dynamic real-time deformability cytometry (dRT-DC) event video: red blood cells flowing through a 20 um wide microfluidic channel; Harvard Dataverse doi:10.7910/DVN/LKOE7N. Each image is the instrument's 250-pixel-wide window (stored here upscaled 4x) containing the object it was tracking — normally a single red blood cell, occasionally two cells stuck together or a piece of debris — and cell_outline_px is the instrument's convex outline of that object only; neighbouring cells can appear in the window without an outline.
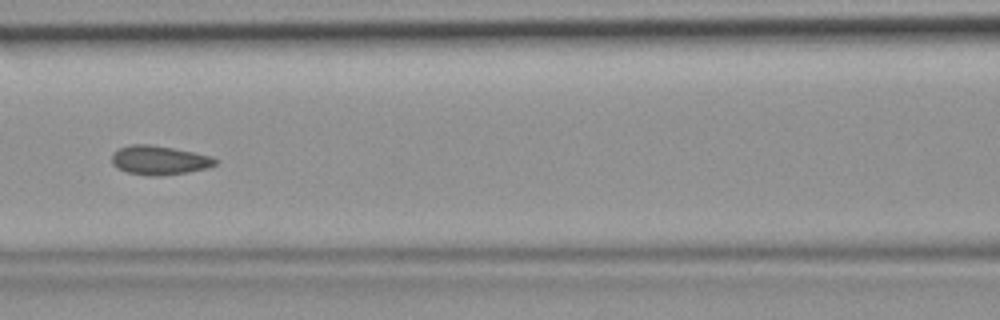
{"species": "common noctule bat (a hibernating species)", "species_latin": "Nyctalus noctula", "temperature_condition": "room temperature", "stored_images_in_passage": 6, "camera_frame_rate_fps": 3000, "um_per_image_px": 0.085, "animal": {"sex": "female", "body_mass_g": 19.9}, "frame": {"image": 1, "passage_image": 6, "time_ms": 1.667, "image_size_px": [1000, 320], "cell_outline_px": [[216, 164], [208, 168], [188, 172], [160, 176], [148, 176], [128, 172], [116, 168], [112, 164], [112, 152], [120, 148], [132, 144], [148, 144], [172, 148], [212, 156], [216, 160]], "centroid_in_image_um": [13.51, 13.63], "position_along_channel_um": 153.1, "area_um2": 17.51}}